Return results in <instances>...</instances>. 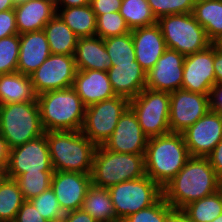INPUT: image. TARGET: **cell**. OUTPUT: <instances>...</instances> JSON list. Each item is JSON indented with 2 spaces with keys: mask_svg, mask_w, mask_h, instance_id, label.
Segmentation results:
<instances>
[{
  "mask_svg": "<svg viewBox=\"0 0 222 222\" xmlns=\"http://www.w3.org/2000/svg\"><path fill=\"white\" fill-rule=\"evenodd\" d=\"M8 178L7 166H0V185Z\"/></svg>",
  "mask_w": 222,
  "mask_h": 222,
  "instance_id": "obj_52",
  "label": "cell"
},
{
  "mask_svg": "<svg viewBox=\"0 0 222 222\" xmlns=\"http://www.w3.org/2000/svg\"><path fill=\"white\" fill-rule=\"evenodd\" d=\"M167 48L183 55L193 54L211 45L205 29L192 13L162 16L157 20Z\"/></svg>",
  "mask_w": 222,
  "mask_h": 222,
  "instance_id": "obj_7",
  "label": "cell"
},
{
  "mask_svg": "<svg viewBox=\"0 0 222 222\" xmlns=\"http://www.w3.org/2000/svg\"><path fill=\"white\" fill-rule=\"evenodd\" d=\"M104 45L111 59L112 66L136 61L131 32L106 38L104 39Z\"/></svg>",
  "mask_w": 222,
  "mask_h": 222,
  "instance_id": "obj_33",
  "label": "cell"
},
{
  "mask_svg": "<svg viewBox=\"0 0 222 222\" xmlns=\"http://www.w3.org/2000/svg\"><path fill=\"white\" fill-rule=\"evenodd\" d=\"M136 61L148 72L167 49L158 24L131 30Z\"/></svg>",
  "mask_w": 222,
  "mask_h": 222,
  "instance_id": "obj_19",
  "label": "cell"
},
{
  "mask_svg": "<svg viewBox=\"0 0 222 222\" xmlns=\"http://www.w3.org/2000/svg\"><path fill=\"white\" fill-rule=\"evenodd\" d=\"M173 210L162 196L153 205L127 216L121 222H167Z\"/></svg>",
  "mask_w": 222,
  "mask_h": 222,
  "instance_id": "obj_37",
  "label": "cell"
},
{
  "mask_svg": "<svg viewBox=\"0 0 222 222\" xmlns=\"http://www.w3.org/2000/svg\"><path fill=\"white\" fill-rule=\"evenodd\" d=\"M210 110L222 115V84H215L209 94Z\"/></svg>",
  "mask_w": 222,
  "mask_h": 222,
  "instance_id": "obj_44",
  "label": "cell"
},
{
  "mask_svg": "<svg viewBox=\"0 0 222 222\" xmlns=\"http://www.w3.org/2000/svg\"><path fill=\"white\" fill-rule=\"evenodd\" d=\"M216 84H222V52L214 48L213 62Z\"/></svg>",
  "mask_w": 222,
  "mask_h": 222,
  "instance_id": "obj_46",
  "label": "cell"
},
{
  "mask_svg": "<svg viewBox=\"0 0 222 222\" xmlns=\"http://www.w3.org/2000/svg\"><path fill=\"white\" fill-rule=\"evenodd\" d=\"M211 222H222V214L219 215L217 218H215L213 221Z\"/></svg>",
  "mask_w": 222,
  "mask_h": 222,
  "instance_id": "obj_54",
  "label": "cell"
},
{
  "mask_svg": "<svg viewBox=\"0 0 222 222\" xmlns=\"http://www.w3.org/2000/svg\"><path fill=\"white\" fill-rule=\"evenodd\" d=\"M167 222H192L182 210L174 209L170 214Z\"/></svg>",
  "mask_w": 222,
  "mask_h": 222,
  "instance_id": "obj_49",
  "label": "cell"
},
{
  "mask_svg": "<svg viewBox=\"0 0 222 222\" xmlns=\"http://www.w3.org/2000/svg\"><path fill=\"white\" fill-rule=\"evenodd\" d=\"M19 47V34L0 39V75L17 72Z\"/></svg>",
  "mask_w": 222,
  "mask_h": 222,
  "instance_id": "obj_36",
  "label": "cell"
},
{
  "mask_svg": "<svg viewBox=\"0 0 222 222\" xmlns=\"http://www.w3.org/2000/svg\"><path fill=\"white\" fill-rule=\"evenodd\" d=\"M129 99L117 95L86 107L81 132L97 147L112 135L120 116L129 107Z\"/></svg>",
  "mask_w": 222,
  "mask_h": 222,
  "instance_id": "obj_10",
  "label": "cell"
},
{
  "mask_svg": "<svg viewBox=\"0 0 222 222\" xmlns=\"http://www.w3.org/2000/svg\"><path fill=\"white\" fill-rule=\"evenodd\" d=\"M54 171L52 168L46 132L42 136L11 149L7 165L8 178L23 173Z\"/></svg>",
  "mask_w": 222,
  "mask_h": 222,
  "instance_id": "obj_12",
  "label": "cell"
},
{
  "mask_svg": "<svg viewBox=\"0 0 222 222\" xmlns=\"http://www.w3.org/2000/svg\"><path fill=\"white\" fill-rule=\"evenodd\" d=\"M222 188L207 157L191 156L184 167L162 188L163 198L176 210Z\"/></svg>",
  "mask_w": 222,
  "mask_h": 222,
  "instance_id": "obj_1",
  "label": "cell"
},
{
  "mask_svg": "<svg viewBox=\"0 0 222 222\" xmlns=\"http://www.w3.org/2000/svg\"><path fill=\"white\" fill-rule=\"evenodd\" d=\"M81 208L97 222H120L117 219L110 192L106 188L91 185Z\"/></svg>",
  "mask_w": 222,
  "mask_h": 222,
  "instance_id": "obj_28",
  "label": "cell"
},
{
  "mask_svg": "<svg viewBox=\"0 0 222 222\" xmlns=\"http://www.w3.org/2000/svg\"><path fill=\"white\" fill-rule=\"evenodd\" d=\"M147 141L136 114L128 107L103 147L117 153L145 154Z\"/></svg>",
  "mask_w": 222,
  "mask_h": 222,
  "instance_id": "obj_16",
  "label": "cell"
},
{
  "mask_svg": "<svg viewBox=\"0 0 222 222\" xmlns=\"http://www.w3.org/2000/svg\"><path fill=\"white\" fill-rule=\"evenodd\" d=\"M10 153H11V148L8 142L0 134V166L8 165Z\"/></svg>",
  "mask_w": 222,
  "mask_h": 222,
  "instance_id": "obj_47",
  "label": "cell"
},
{
  "mask_svg": "<svg viewBox=\"0 0 222 222\" xmlns=\"http://www.w3.org/2000/svg\"><path fill=\"white\" fill-rule=\"evenodd\" d=\"M18 34L14 9L0 12V39Z\"/></svg>",
  "mask_w": 222,
  "mask_h": 222,
  "instance_id": "obj_41",
  "label": "cell"
},
{
  "mask_svg": "<svg viewBox=\"0 0 222 222\" xmlns=\"http://www.w3.org/2000/svg\"><path fill=\"white\" fill-rule=\"evenodd\" d=\"M54 171H39L23 173L15 178L24 200H30L39 196L51 187Z\"/></svg>",
  "mask_w": 222,
  "mask_h": 222,
  "instance_id": "obj_34",
  "label": "cell"
},
{
  "mask_svg": "<svg viewBox=\"0 0 222 222\" xmlns=\"http://www.w3.org/2000/svg\"><path fill=\"white\" fill-rule=\"evenodd\" d=\"M0 134L11 149L45 134L38 102L0 105Z\"/></svg>",
  "mask_w": 222,
  "mask_h": 222,
  "instance_id": "obj_6",
  "label": "cell"
},
{
  "mask_svg": "<svg viewBox=\"0 0 222 222\" xmlns=\"http://www.w3.org/2000/svg\"><path fill=\"white\" fill-rule=\"evenodd\" d=\"M206 157L214 169L216 176L222 182V140Z\"/></svg>",
  "mask_w": 222,
  "mask_h": 222,
  "instance_id": "obj_43",
  "label": "cell"
},
{
  "mask_svg": "<svg viewBox=\"0 0 222 222\" xmlns=\"http://www.w3.org/2000/svg\"><path fill=\"white\" fill-rule=\"evenodd\" d=\"M29 201L49 222L61 221L64 217V212L60 208L58 199L51 187Z\"/></svg>",
  "mask_w": 222,
  "mask_h": 222,
  "instance_id": "obj_38",
  "label": "cell"
},
{
  "mask_svg": "<svg viewBox=\"0 0 222 222\" xmlns=\"http://www.w3.org/2000/svg\"><path fill=\"white\" fill-rule=\"evenodd\" d=\"M14 9L12 0H0V12Z\"/></svg>",
  "mask_w": 222,
  "mask_h": 222,
  "instance_id": "obj_50",
  "label": "cell"
},
{
  "mask_svg": "<svg viewBox=\"0 0 222 222\" xmlns=\"http://www.w3.org/2000/svg\"><path fill=\"white\" fill-rule=\"evenodd\" d=\"M129 107L136 114L142 131L148 138L171 133L170 93L145 88L130 99Z\"/></svg>",
  "mask_w": 222,
  "mask_h": 222,
  "instance_id": "obj_9",
  "label": "cell"
},
{
  "mask_svg": "<svg viewBox=\"0 0 222 222\" xmlns=\"http://www.w3.org/2000/svg\"><path fill=\"white\" fill-rule=\"evenodd\" d=\"M51 54L74 55L79 37L56 14L45 26Z\"/></svg>",
  "mask_w": 222,
  "mask_h": 222,
  "instance_id": "obj_26",
  "label": "cell"
},
{
  "mask_svg": "<svg viewBox=\"0 0 222 222\" xmlns=\"http://www.w3.org/2000/svg\"><path fill=\"white\" fill-rule=\"evenodd\" d=\"M158 20L162 16L192 13L196 0H147Z\"/></svg>",
  "mask_w": 222,
  "mask_h": 222,
  "instance_id": "obj_39",
  "label": "cell"
},
{
  "mask_svg": "<svg viewBox=\"0 0 222 222\" xmlns=\"http://www.w3.org/2000/svg\"><path fill=\"white\" fill-rule=\"evenodd\" d=\"M117 219L127 216L156 203L162 196V187L147 175L124 181L108 188Z\"/></svg>",
  "mask_w": 222,
  "mask_h": 222,
  "instance_id": "obj_8",
  "label": "cell"
},
{
  "mask_svg": "<svg viewBox=\"0 0 222 222\" xmlns=\"http://www.w3.org/2000/svg\"><path fill=\"white\" fill-rule=\"evenodd\" d=\"M122 0H91L90 5L95 16L120 11Z\"/></svg>",
  "mask_w": 222,
  "mask_h": 222,
  "instance_id": "obj_42",
  "label": "cell"
},
{
  "mask_svg": "<svg viewBox=\"0 0 222 222\" xmlns=\"http://www.w3.org/2000/svg\"><path fill=\"white\" fill-rule=\"evenodd\" d=\"M57 14L79 37L96 36V16L91 5L56 8Z\"/></svg>",
  "mask_w": 222,
  "mask_h": 222,
  "instance_id": "obj_27",
  "label": "cell"
},
{
  "mask_svg": "<svg viewBox=\"0 0 222 222\" xmlns=\"http://www.w3.org/2000/svg\"><path fill=\"white\" fill-rule=\"evenodd\" d=\"M18 34L43 30L57 14L56 7L43 0H29L14 7Z\"/></svg>",
  "mask_w": 222,
  "mask_h": 222,
  "instance_id": "obj_23",
  "label": "cell"
},
{
  "mask_svg": "<svg viewBox=\"0 0 222 222\" xmlns=\"http://www.w3.org/2000/svg\"><path fill=\"white\" fill-rule=\"evenodd\" d=\"M192 14L211 42L222 34V0H196Z\"/></svg>",
  "mask_w": 222,
  "mask_h": 222,
  "instance_id": "obj_29",
  "label": "cell"
},
{
  "mask_svg": "<svg viewBox=\"0 0 222 222\" xmlns=\"http://www.w3.org/2000/svg\"><path fill=\"white\" fill-rule=\"evenodd\" d=\"M107 73L116 95L124 96L129 100L146 88L147 72L137 61L116 64L111 66Z\"/></svg>",
  "mask_w": 222,
  "mask_h": 222,
  "instance_id": "obj_22",
  "label": "cell"
},
{
  "mask_svg": "<svg viewBox=\"0 0 222 222\" xmlns=\"http://www.w3.org/2000/svg\"><path fill=\"white\" fill-rule=\"evenodd\" d=\"M96 36L106 39L131 32L119 11L96 16Z\"/></svg>",
  "mask_w": 222,
  "mask_h": 222,
  "instance_id": "obj_35",
  "label": "cell"
},
{
  "mask_svg": "<svg viewBox=\"0 0 222 222\" xmlns=\"http://www.w3.org/2000/svg\"><path fill=\"white\" fill-rule=\"evenodd\" d=\"M192 222H211L222 214V188L181 209Z\"/></svg>",
  "mask_w": 222,
  "mask_h": 222,
  "instance_id": "obj_30",
  "label": "cell"
},
{
  "mask_svg": "<svg viewBox=\"0 0 222 222\" xmlns=\"http://www.w3.org/2000/svg\"><path fill=\"white\" fill-rule=\"evenodd\" d=\"M190 157L182 133L148 138L144 154L145 173L163 188Z\"/></svg>",
  "mask_w": 222,
  "mask_h": 222,
  "instance_id": "obj_2",
  "label": "cell"
},
{
  "mask_svg": "<svg viewBox=\"0 0 222 222\" xmlns=\"http://www.w3.org/2000/svg\"><path fill=\"white\" fill-rule=\"evenodd\" d=\"M37 102L45 132L81 131L86 106L72 87L39 94Z\"/></svg>",
  "mask_w": 222,
  "mask_h": 222,
  "instance_id": "obj_4",
  "label": "cell"
},
{
  "mask_svg": "<svg viewBox=\"0 0 222 222\" xmlns=\"http://www.w3.org/2000/svg\"><path fill=\"white\" fill-rule=\"evenodd\" d=\"M185 55L167 48L146 74V88L167 93L182 89Z\"/></svg>",
  "mask_w": 222,
  "mask_h": 222,
  "instance_id": "obj_17",
  "label": "cell"
},
{
  "mask_svg": "<svg viewBox=\"0 0 222 222\" xmlns=\"http://www.w3.org/2000/svg\"><path fill=\"white\" fill-rule=\"evenodd\" d=\"M210 110L209 94L178 89L170 93L171 133H182Z\"/></svg>",
  "mask_w": 222,
  "mask_h": 222,
  "instance_id": "obj_13",
  "label": "cell"
},
{
  "mask_svg": "<svg viewBox=\"0 0 222 222\" xmlns=\"http://www.w3.org/2000/svg\"><path fill=\"white\" fill-rule=\"evenodd\" d=\"M119 12L130 30L157 24L147 0H122Z\"/></svg>",
  "mask_w": 222,
  "mask_h": 222,
  "instance_id": "obj_31",
  "label": "cell"
},
{
  "mask_svg": "<svg viewBox=\"0 0 222 222\" xmlns=\"http://www.w3.org/2000/svg\"><path fill=\"white\" fill-rule=\"evenodd\" d=\"M43 1L50 2V3L53 4L55 7H56L57 2H58V0H43Z\"/></svg>",
  "mask_w": 222,
  "mask_h": 222,
  "instance_id": "obj_55",
  "label": "cell"
},
{
  "mask_svg": "<svg viewBox=\"0 0 222 222\" xmlns=\"http://www.w3.org/2000/svg\"><path fill=\"white\" fill-rule=\"evenodd\" d=\"M74 60L77 70L107 71L112 66L104 45V39L99 36L79 38Z\"/></svg>",
  "mask_w": 222,
  "mask_h": 222,
  "instance_id": "obj_24",
  "label": "cell"
},
{
  "mask_svg": "<svg viewBox=\"0 0 222 222\" xmlns=\"http://www.w3.org/2000/svg\"><path fill=\"white\" fill-rule=\"evenodd\" d=\"M77 73L74 55L51 54L30 77L37 95L72 87Z\"/></svg>",
  "mask_w": 222,
  "mask_h": 222,
  "instance_id": "obj_11",
  "label": "cell"
},
{
  "mask_svg": "<svg viewBox=\"0 0 222 222\" xmlns=\"http://www.w3.org/2000/svg\"><path fill=\"white\" fill-rule=\"evenodd\" d=\"M31 77L20 72L0 75V105L37 101Z\"/></svg>",
  "mask_w": 222,
  "mask_h": 222,
  "instance_id": "obj_25",
  "label": "cell"
},
{
  "mask_svg": "<svg viewBox=\"0 0 222 222\" xmlns=\"http://www.w3.org/2000/svg\"><path fill=\"white\" fill-rule=\"evenodd\" d=\"M24 201L18 183L7 178L0 185V222H13Z\"/></svg>",
  "mask_w": 222,
  "mask_h": 222,
  "instance_id": "obj_32",
  "label": "cell"
},
{
  "mask_svg": "<svg viewBox=\"0 0 222 222\" xmlns=\"http://www.w3.org/2000/svg\"><path fill=\"white\" fill-rule=\"evenodd\" d=\"M13 222H49L47 221L35 206L29 201L25 200L22 203L19 211L16 214Z\"/></svg>",
  "mask_w": 222,
  "mask_h": 222,
  "instance_id": "obj_40",
  "label": "cell"
},
{
  "mask_svg": "<svg viewBox=\"0 0 222 222\" xmlns=\"http://www.w3.org/2000/svg\"><path fill=\"white\" fill-rule=\"evenodd\" d=\"M91 185L90 174L54 171L51 188L65 214L82 207L87 190Z\"/></svg>",
  "mask_w": 222,
  "mask_h": 222,
  "instance_id": "obj_18",
  "label": "cell"
},
{
  "mask_svg": "<svg viewBox=\"0 0 222 222\" xmlns=\"http://www.w3.org/2000/svg\"><path fill=\"white\" fill-rule=\"evenodd\" d=\"M211 44L214 46L215 49L222 52V34H220L217 38H215Z\"/></svg>",
  "mask_w": 222,
  "mask_h": 222,
  "instance_id": "obj_51",
  "label": "cell"
},
{
  "mask_svg": "<svg viewBox=\"0 0 222 222\" xmlns=\"http://www.w3.org/2000/svg\"><path fill=\"white\" fill-rule=\"evenodd\" d=\"M61 222H97L82 208L64 214Z\"/></svg>",
  "mask_w": 222,
  "mask_h": 222,
  "instance_id": "obj_45",
  "label": "cell"
},
{
  "mask_svg": "<svg viewBox=\"0 0 222 222\" xmlns=\"http://www.w3.org/2000/svg\"><path fill=\"white\" fill-rule=\"evenodd\" d=\"M213 62L214 46L212 44L202 51L186 55L182 89L194 93L210 94L211 88L216 84Z\"/></svg>",
  "mask_w": 222,
  "mask_h": 222,
  "instance_id": "obj_14",
  "label": "cell"
},
{
  "mask_svg": "<svg viewBox=\"0 0 222 222\" xmlns=\"http://www.w3.org/2000/svg\"><path fill=\"white\" fill-rule=\"evenodd\" d=\"M72 88L86 107L117 96L107 71L77 70Z\"/></svg>",
  "mask_w": 222,
  "mask_h": 222,
  "instance_id": "obj_20",
  "label": "cell"
},
{
  "mask_svg": "<svg viewBox=\"0 0 222 222\" xmlns=\"http://www.w3.org/2000/svg\"><path fill=\"white\" fill-rule=\"evenodd\" d=\"M54 171L90 174L97 146L81 131L46 132Z\"/></svg>",
  "mask_w": 222,
  "mask_h": 222,
  "instance_id": "obj_3",
  "label": "cell"
},
{
  "mask_svg": "<svg viewBox=\"0 0 222 222\" xmlns=\"http://www.w3.org/2000/svg\"><path fill=\"white\" fill-rule=\"evenodd\" d=\"M145 175L144 154L117 153L97 147L91 171L92 185L108 189Z\"/></svg>",
  "mask_w": 222,
  "mask_h": 222,
  "instance_id": "obj_5",
  "label": "cell"
},
{
  "mask_svg": "<svg viewBox=\"0 0 222 222\" xmlns=\"http://www.w3.org/2000/svg\"><path fill=\"white\" fill-rule=\"evenodd\" d=\"M27 1H29V0H12V3L14 5V7H16L18 5L26 3Z\"/></svg>",
  "mask_w": 222,
  "mask_h": 222,
  "instance_id": "obj_53",
  "label": "cell"
},
{
  "mask_svg": "<svg viewBox=\"0 0 222 222\" xmlns=\"http://www.w3.org/2000/svg\"><path fill=\"white\" fill-rule=\"evenodd\" d=\"M182 134L190 156L206 157L222 140V115L209 110Z\"/></svg>",
  "mask_w": 222,
  "mask_h": 222,
  "instance_id": "obj_15",
  "label": "cell"
},
{
  "mask_svg": "<svg viewBox=\"0 0 222 222\" xmlns=\"http://www.w3.org/2000/svg\"><path fill=\"white\" fill-rule=\"evenodd\" d=\"M91 0H58L56 8H68L74 6L89 5Z\"/></svg>",
  "mask_w": 222,
  "mask_h": 222,
  "instance_id": "obj_48",
  "label": "cell"
},
{
  "mask_svg": "<svg viewBox=\"0 0 222 222\" xmlns=\"http://www.w3.org/2000/svg\"><path fill=\"white\" fill-rule=\"evenodd\" d=\"M20 47L17 72L31 75L51 55L44 30L19 35Z\"/></svg>",
  "mask_w": 222,
  "mask_h": 222,
  "instance_id": "obj_21",
  "label": "cell"
}]
</instances>
